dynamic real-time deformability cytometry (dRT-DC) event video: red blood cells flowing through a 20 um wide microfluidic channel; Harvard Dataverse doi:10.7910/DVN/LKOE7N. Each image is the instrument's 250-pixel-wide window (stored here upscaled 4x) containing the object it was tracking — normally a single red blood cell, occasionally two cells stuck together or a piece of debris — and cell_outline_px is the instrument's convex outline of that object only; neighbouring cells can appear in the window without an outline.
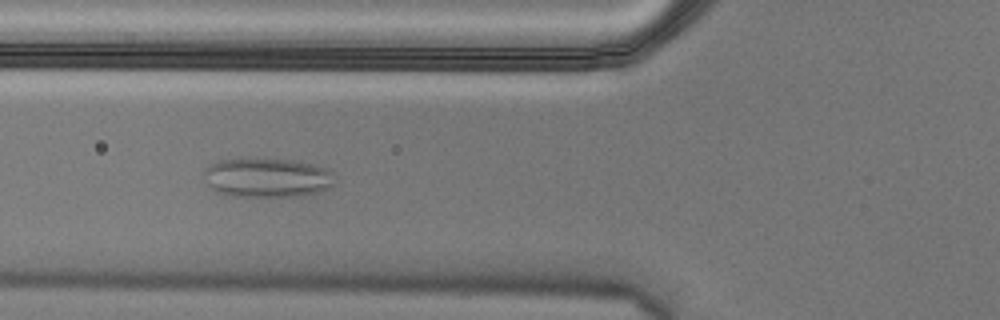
{"species": "Egyptian fruit bat (a non-hibernating species)", "species_latin": "Rousettus aegyptiacus", "temperature_condition": "cold", "stored_images_in_passage": 54, "camera_frame_rate_fps": 3000, "um_per_image_px": 0.085, "animal": {"sex": "male"}, "frame": {"image": 1, "passage_image": 20, "time_ms": 6.333, "image_size_px": [1000, 320], "cell_outline_px": [[336, 176], [332, 184], [328, 188], [320, 192], [292, 196], [236, 196], [216, 192], [208, 184], [204, 172], [204, 168], [208, 164], [216, 160], [240, 156], [292, 160], [312, 164], [324, 168], [332, 172]], "centroid_in_image_um": [22.65, 15.05], "position_along_channel_um": 103.2, "area_um2": 30.58}}
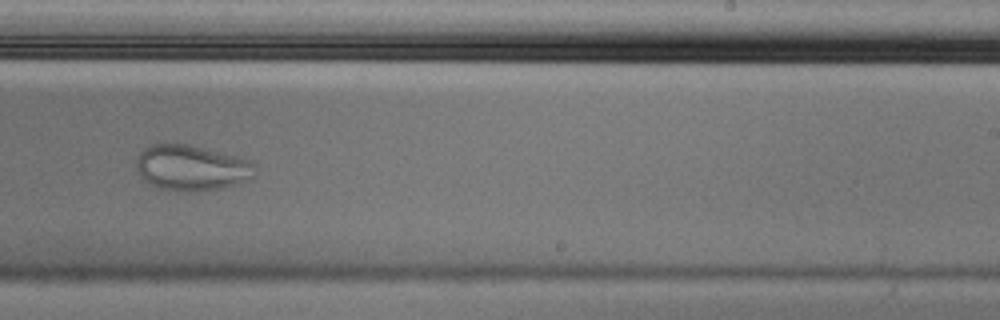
{"frame": {"image": 2, "passage_image": 34, "time_ms": 11.0, "image_size_px": [1000, 320], "cell_outline_px": [[256, 164], [252, 176], [248, 180], [236, 184], [220, 188], [192, 192], [172, 192], [160, 188], [144, 180], [140, 176], [136, 168], [136, 156], [144, 148], [152, 144], [192, 144], [240, 156], [252, 160]], "centroid_in_image_um": [16.28, 14.25], "position_along_channel_um": 272.7, "area_um2": 32.14}}
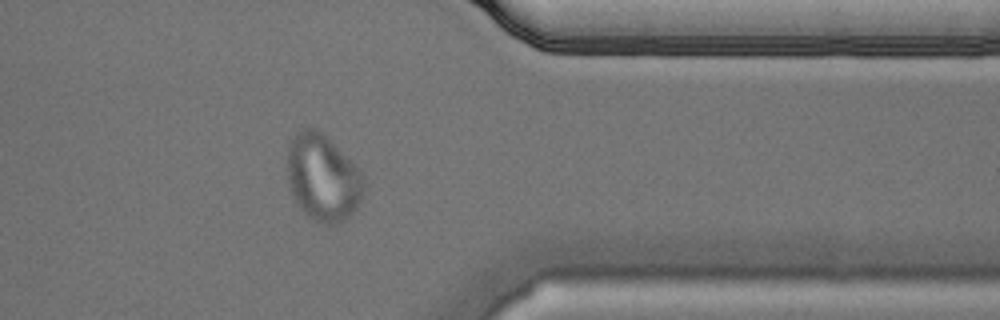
{"frame": {"image": 3, "passage_image": 44, "time_ms": 14.333, "image_size_px": [1000, 320], "cell_outline_px": [[368, 184], [360, 204], [344, 220], [332, 224], [320, 224], [312, 220], [304, 212], [292, 196], [288, 188], [288, 148], [292, 136], [300, 128], [312, 128], [320, 132], [364, 176]], "centroid_in_image_um": [27.44, 15.15], "position_along_channel_um": 384.0, "area_um2": 38.44}}